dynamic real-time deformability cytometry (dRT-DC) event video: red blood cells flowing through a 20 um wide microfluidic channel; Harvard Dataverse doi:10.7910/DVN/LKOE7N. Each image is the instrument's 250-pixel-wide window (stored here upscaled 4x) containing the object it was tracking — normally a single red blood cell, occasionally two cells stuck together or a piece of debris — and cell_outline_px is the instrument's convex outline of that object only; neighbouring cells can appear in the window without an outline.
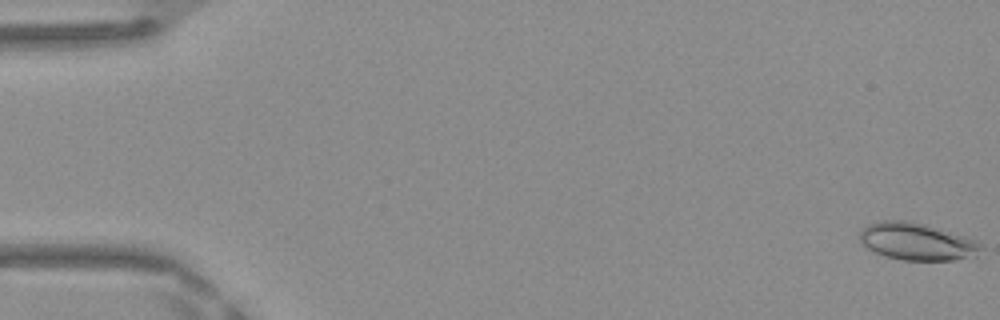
{"species": "Egyptian fruit bat (a non-hibernating species)", "species_latin": "Rousettus aegyptiacus", "temperature_condition": "warm", "stored_images_in_passage": 49, "camera_frame_rate_fps": 3000, "um_per_image_px": 0.085, "frame": {"image": 1, "passage_image": 1, "time_ms": 0.0, "image_size_px": [1000, 320], "cell_outline_px": [[984, 248], [976, 256], [952, 260], [900, 260], [876, 252], [860, 244], [860, 232], [868, 224], [880, 220], [908, 220], [924, 224], [964, 236], [976, 240]], "centroid_in_image_um": [77.93, 20.53], "position_along_channel_um": 7.1, "area_um2": 26.24}}
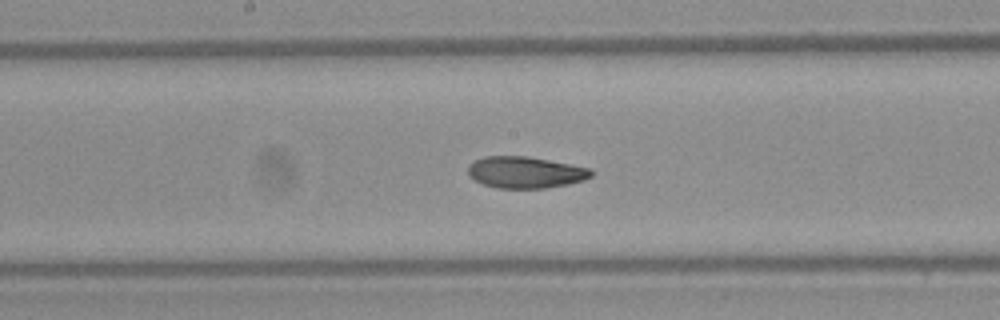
{"frame": {"image": 2, "passage_image": 26, "time_ms": 8.333, "image_size_px": [1000, 320], "cell_outline_px": [[592, 176], [584, 180], [568, 184], [548, 188], [496, 188], [484, 184], [468, 176], [468, 164], [484, 156], [528, 156], [592, 168]], "centroid_in_image_um": [44.66, 14.64], "position_along_channel_um": 203.5, "area_um2": 22.77}}
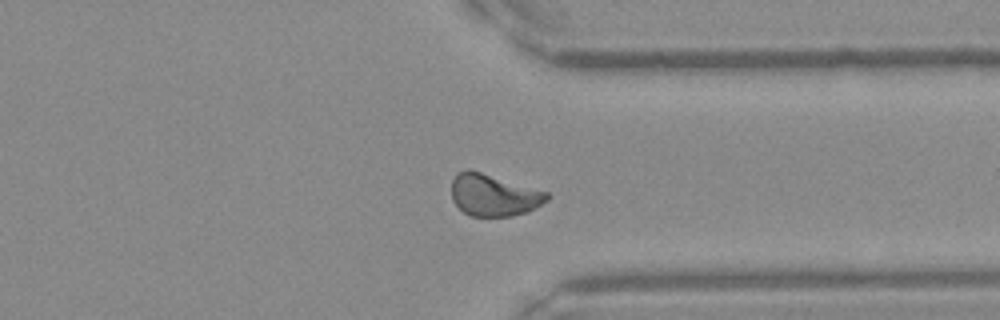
{"frame": {"image": 3, "passage_image": 38, "time_ms": 12.333, "image_size_px": [1000, 320], "cell_outline_px": [[548, 200], [528, 212], [512, 216], [472, 216], [464, 212], [452, 200], [452, 180], [456, 172], [468, 168], [548, 192]], "centroid_in_image_um": [41.95, 16.57], "position_along_channel_um": 369.5, "area_um2": 23.29}, "authors_computed_cell_mechanics": {"area_um2": 23.409, "velocity_mm_per_s": 4.1661, "shape_relaxation_time_tau1_ms": 7.5771, "shape_relaxation_time_tau2_ms": 2.2521, "deformation_change_tau1": 0.1978, "deformation_change_tau2": 0.0785}}